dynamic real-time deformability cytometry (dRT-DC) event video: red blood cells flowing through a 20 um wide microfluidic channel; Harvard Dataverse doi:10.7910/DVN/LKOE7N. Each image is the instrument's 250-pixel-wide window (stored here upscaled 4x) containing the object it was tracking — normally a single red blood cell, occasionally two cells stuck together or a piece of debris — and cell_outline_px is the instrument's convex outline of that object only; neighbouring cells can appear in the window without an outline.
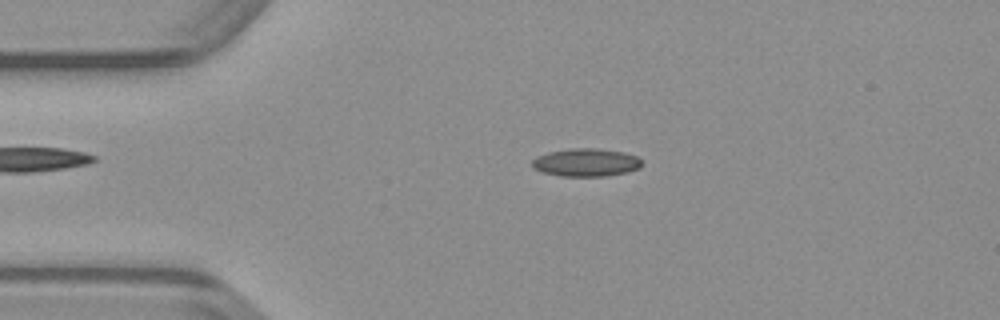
{"species": "common noctule bat (a hibernating species)", "species_latin": "Nyctalus noctula", "temperature_condition": "warm", "stored_images_in_passage": 48, "camera_frame_rate_fps": 3000, "um_per_image_px": 0.085, "animal": {"sex": "male", "body_mass_g": 23.1, "forearm_length_mm": 52.7}, "frame": {"image": 1, "passage_image": 10, "time_ms": 3.0, "image_size_px": [1000, 320], "cell_outline_px": [[640, 168], [628, 172], [604, 176], [560, 176], [544, 172], [532, 168], [532, 160], [536, 156], [548, 152], [568, 148], [600, 148], [624, 152], [636, 156], [640, 160]], "centroid_in_image_um": [49.79, 13.8], "position_along_channel_um": 35.2, "area_um2": 17.98}}
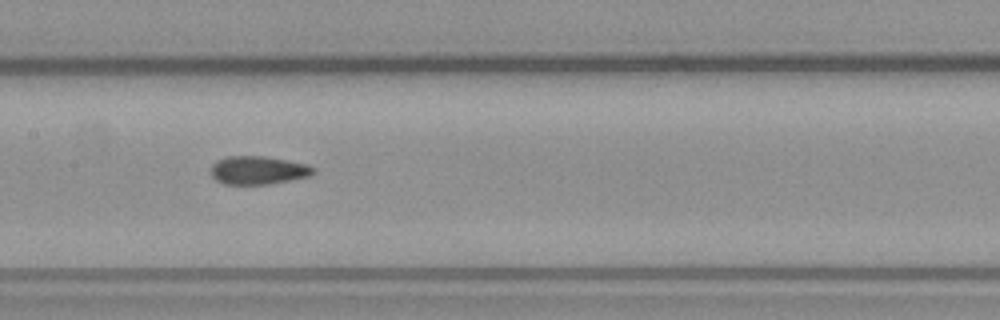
{"frame": {"image": 2, "passage_image": 23, "time_ms": 7.333, "image_size_px": [1000, 320], "cell_outline_px": [[316, 172], [308, 176], [268, 184], [224, 184], [216, 180], [212, 176], [212, 164], [216, 160], [228, 156], [264, 156], [308, 164]], "centroid_in_image_um": [21.91, 14.46], "position_along_channel_um": 185.5, "area_um2": 16.7}}
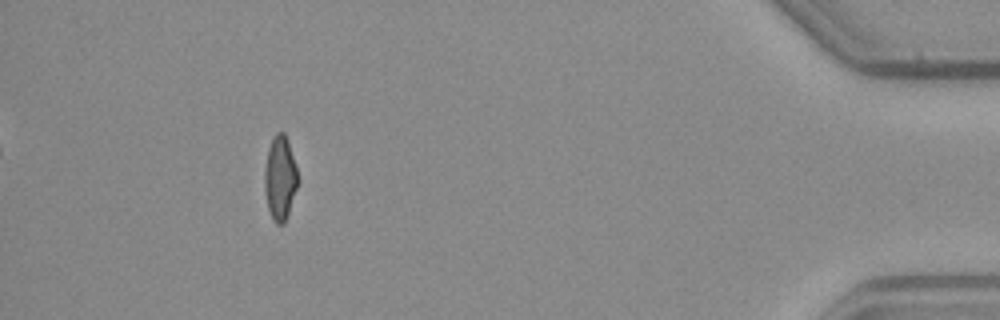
{"frame": {"image": 3, "passage_image": 44, "time_ms": 14.333, "image_size_px": [1000, 320], "cell_outline_px": [[300, 180], [284, 224], [276, 224], [272, 220], [268, 208], [264, 192], [264, 172], [268, 148], [272, 136], [276, 132], [284, 132], [288, 140]], "centroid_in_image_um": [23.8, 15.13], "position_along_channel_um": 411.4, "area_um2": 16.65}}